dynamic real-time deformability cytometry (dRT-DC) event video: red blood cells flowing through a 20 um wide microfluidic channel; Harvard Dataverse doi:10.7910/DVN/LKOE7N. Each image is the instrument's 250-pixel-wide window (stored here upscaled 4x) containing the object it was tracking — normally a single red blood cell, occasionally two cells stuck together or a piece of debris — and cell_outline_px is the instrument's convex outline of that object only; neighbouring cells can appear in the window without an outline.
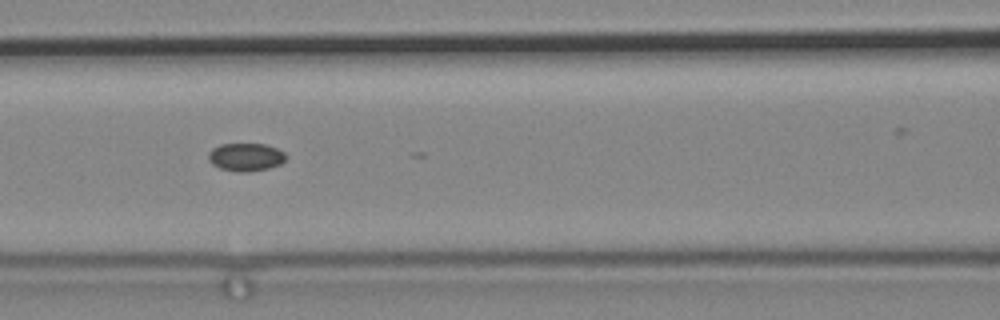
{"species": "common noctule bat (a hibernating species)", "species_latin": "Nyctalus noctula", "temperature_condition": "cold", "stored_images_in_passage": 15, "camera_frame_rate_fps": 3000, "um_per_image_px": 0.085, "animal": {"sex": "male", "body_mass_g": 19.2, "forearm_length_mm": 51.8}, "frame": {"image": 1, "passage_image": 7, "time_ms": 2.0, "image_size_px": [1000, 320], "cell_outline_px": [[288, 156], [280, 164], [268, 168], [248, 172], [244, 172], [220, 168], [212, 164], [208, 160], [208, 152], [212, 148], [220, 144], [264, 144], [276, 148], [284, 152]], "centroid_in_image_um": [20.88, 13.34], "position_along_channel_um": 145.7, "area_um2": 12.6}}
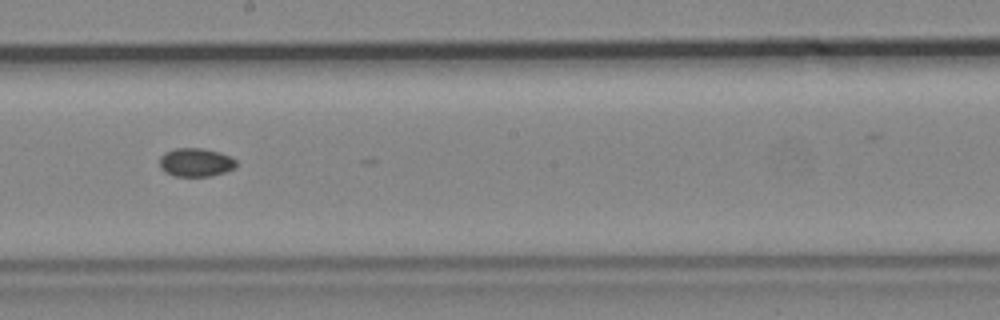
{"frame": {"image": 2, "passage_image": 9, "time_ms": 2.667, "image_size_px": [1000, 320], "cell_outline_px": [[236, 168], [212, 176], [176, 176], [164, 172], [160, 168], [160, 156], [164, 152], [176, 148], [204, 148], [220, 152], [236, 160]], "centroid_in_image_um": [16.63, 13.8], "position_along_channel_um": 231.6, "area_um2": 12.83}}
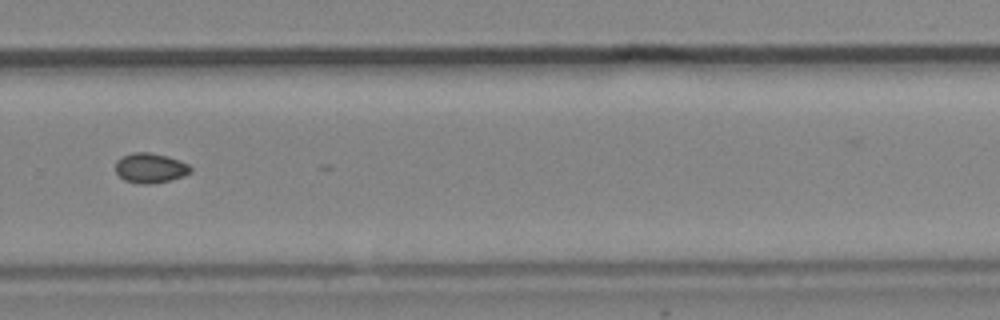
{"frame": {"image": 3, "passage_image": 11, "time_ms": 3.333, "image_size_px": [1000, 320], "cell_outline_px": [[192, 172], [184, 176], [172, 180], [148, 184], [140, 184], [124, 180], [116, 172], [116, 160], [120, 156], [132, 152], [148, 152], [168, 156], [188, 164], [192, 168]], "centroid_in_image_um": [12.77, 14.28], "position_along_channel_um": 317.0, "area_um2": 13.24}}